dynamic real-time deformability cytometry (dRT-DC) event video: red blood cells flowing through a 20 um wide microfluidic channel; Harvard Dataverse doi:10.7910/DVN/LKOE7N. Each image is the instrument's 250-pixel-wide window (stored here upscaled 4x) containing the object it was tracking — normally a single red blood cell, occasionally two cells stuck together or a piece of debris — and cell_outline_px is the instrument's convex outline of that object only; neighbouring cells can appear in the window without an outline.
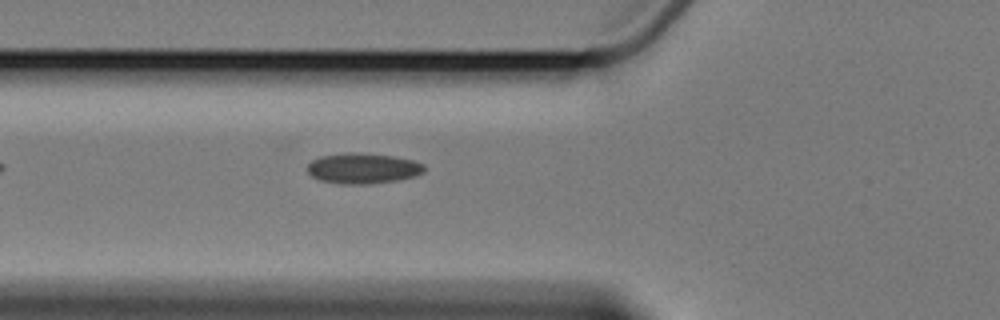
{"species": "Egyptian fruit bat (a non-hibernating species)", "species_latin": "Rousettus aegyptiacus", "temperature_condition": "cold", "stored_images_in_passage": 5, "camera_frame_rate_fps": 3000, "um_per_image_px": 0.085, "animal": {"sex": "female"}, "frame": {"image": 1, "passage_image": 5, "time_ms": 6.0, "image_size_px": [1000, 320], "cell_outline_px": [[424, 172], [416, 176], [400, 180], [368, 184], [340, 184], [320, 180], [312, 176], [308, 172], [308, 164], [312, 160], [320, 156], [348, 152], [360, 152], [392, 156], [412, 160], [424, 164]], "centroid_in_image_um": [30.85, 14.31], "position_along_channel_um": 94.9, "area_um2": 20.92}}